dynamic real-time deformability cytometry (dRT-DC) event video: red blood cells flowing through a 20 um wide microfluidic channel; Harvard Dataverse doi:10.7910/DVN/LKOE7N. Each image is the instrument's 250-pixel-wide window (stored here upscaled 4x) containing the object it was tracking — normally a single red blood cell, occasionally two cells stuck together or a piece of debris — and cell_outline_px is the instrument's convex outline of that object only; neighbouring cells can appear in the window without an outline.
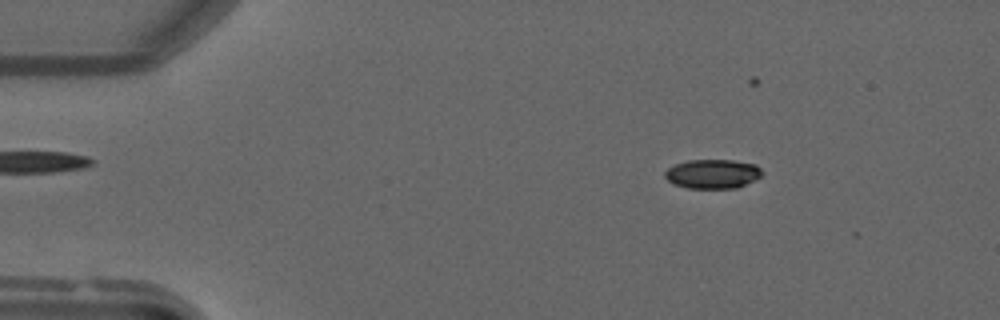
{"species": "common noctule bat (a hibernating species)", "species_latin": "Nyctalus noctula", "temperature_condition": "warm", "stored_images_in_passage": 35, "camera_frame_rate_fps": 3000, "um_per_image_px": 0.085, "animal": {"sex": "male", "forearm_length_mm": 52.5}, "frame": {"image": 1, "passage_image": 7, "time_ms": 2.0, "image_size_px": [1000, 320], "cell_outline_px": [[764, 172], [760, 176], [736, 188], [688, 188], [672, 184], [664, 176], [664, 172], [668, 168], [676, 164], [688, 160], [732, 160], [756, 164]], "centroid_in_image_um": [60.55, 14.77], "position_along_channel_um": 24.5, "area_um2": 16.47}}
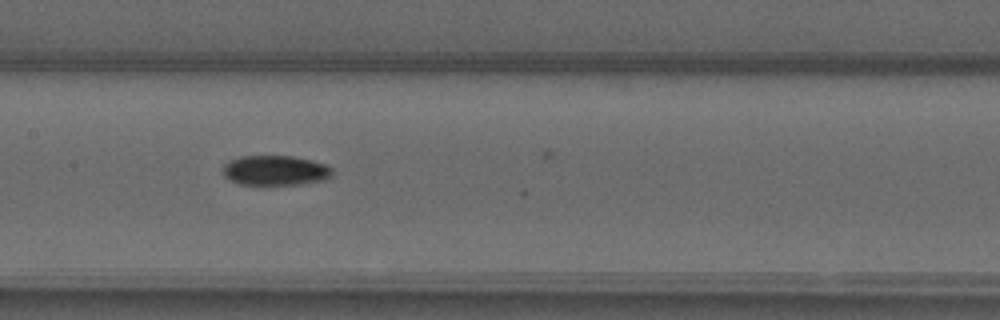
{"frame": {"image": 2, "passage_image": 24, "time_ms": 7.667, "image_size_px": [1000, 320], "cell_outline_px": [[332, 176], [324, 180], [300, 184], [260, 188], [240, 184], [224, 176], [224, 164], [228, 160], [240, 156], [292, 156], [312, 160], [324, 164], [332, 168]], "centroid_in_image_um": [23.38, 14.53], "position_along_channel_um": 184.0, "area_um2": 19.83}}
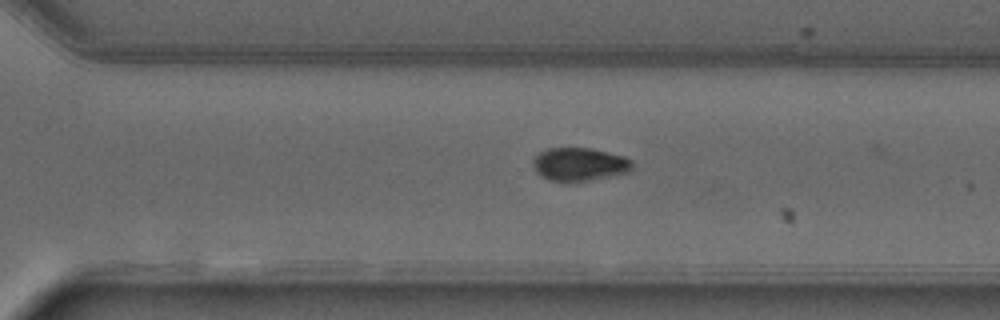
{"frame": {"image": 3, "passage_image": 34, "time_ms": 11.0, "image_size_px": [1000, 320], "cell_outline_px": [[632, 172], [592, 180], [552, 180], [540, 176], [536, 172], [532, 164], [532, 160], [540, 152], [548, 148], [592, 148], [624, 156], [632, 160]], "centroid_in_image_um": [49.29, 13.95], "position_along_channel_um": 321.3, "area_um2": 19.19}}